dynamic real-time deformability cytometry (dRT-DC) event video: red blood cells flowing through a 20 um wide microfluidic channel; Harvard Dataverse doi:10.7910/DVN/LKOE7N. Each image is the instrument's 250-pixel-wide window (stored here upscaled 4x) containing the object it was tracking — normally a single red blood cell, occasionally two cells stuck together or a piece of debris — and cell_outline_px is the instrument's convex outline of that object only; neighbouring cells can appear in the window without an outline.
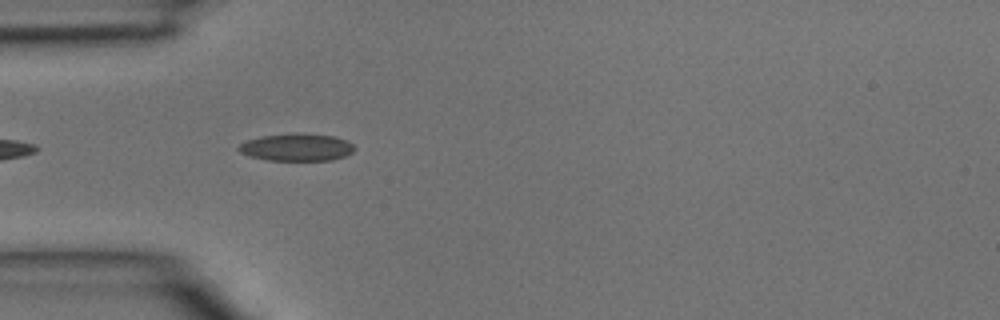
{"species": "common noctule bat (a hibernating species)", "species_latin": "Nyctalus noctula", "temperature_condition": "room temperature", "stored_images_in_passage": 1, "camera_frame_rate_fps": 3000, "um_per_image_px": 0.085, "animal": {"sex": "male", "body_mass_g": 15.6}, "frame": {"image": 1, "passage_image": 1, "time_ms": 0.0, "image_size_px": [1000, 320], "cell_outline_px": [[356, 148], [352, 152], [344, 156], [332, 160], [268, 160], [252, 156], [240, 152], [236, 148], [244, 140], [260, 136], [296, 132], [332, 136], [348, 140]], "centroid_in_image_um": [25.2, 12.5], "position_along_channel_um": 59.8, "area_um2": 18.61}}